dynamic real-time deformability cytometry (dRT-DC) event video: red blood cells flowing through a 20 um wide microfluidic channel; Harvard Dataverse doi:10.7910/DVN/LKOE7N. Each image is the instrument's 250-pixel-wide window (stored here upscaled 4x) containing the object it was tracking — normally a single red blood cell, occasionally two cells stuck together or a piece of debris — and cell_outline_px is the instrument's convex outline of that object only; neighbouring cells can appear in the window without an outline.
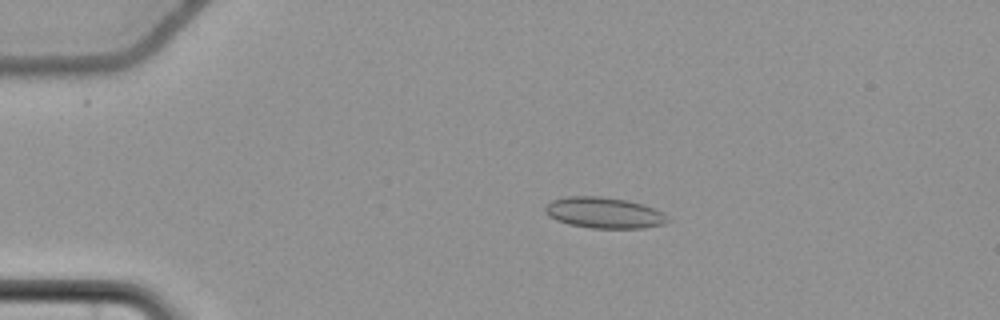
{"species": "common noctule bat (a hibernating species)", "species_latin": "Nyctalus noctula", "temperature_condition": "cold", "stored_images_in_passage": 56, "camera_frame_rate_fps": 3000, "um_per_image_px": 0.085, "animal": {"sex": "female", "body_mass_g": 22.7, "forearm_length_mm": 54.2}, "frame": {"image": 1, "passage_image": 11, "time_ms": 3.333, "image_size_px": [1000, 320], "cell_outline_px": [[672, 220], [664, 224], [644, 228], [592, 228], [568, 224], [556, 220], [548, 216], [544, 212], [544, 204], [552, 200], [568, 196], [600, 196], [624, 200], [656, 208], [668, 216]], "centroid_in_image_um": [51.33, 18.09], "position_along_channel_um": 33.7, "area_um2": 22.31}}
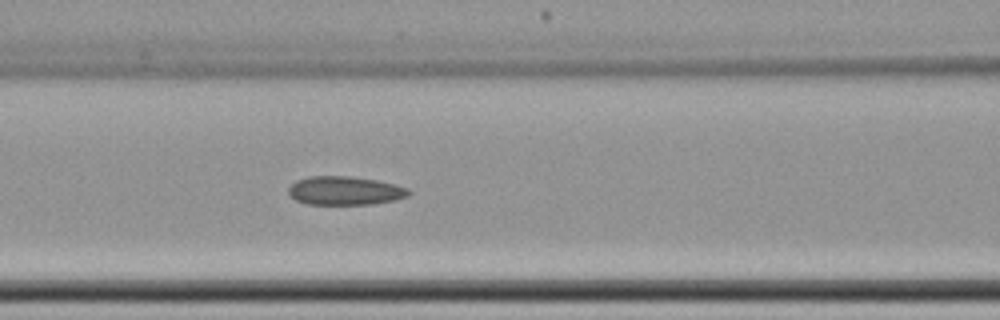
{"frame": {"image": 2, "passage_image": 24, "time_ms": 7.667, "image_size_px": [1000, 320], "cell_outline_px": [[412, 192], [408, 196], [396, 200], [372, 204], [308, 204], [296, 200], [288, 192], [288, 188], [296, 180], [308, 176], [352, 176], [376, 180], [396, 184], [408, 188]], "centroid_in_image_um": [29.35, 16.2], "position_along_channel_um": 137.2, "area_um2": 20.17}}
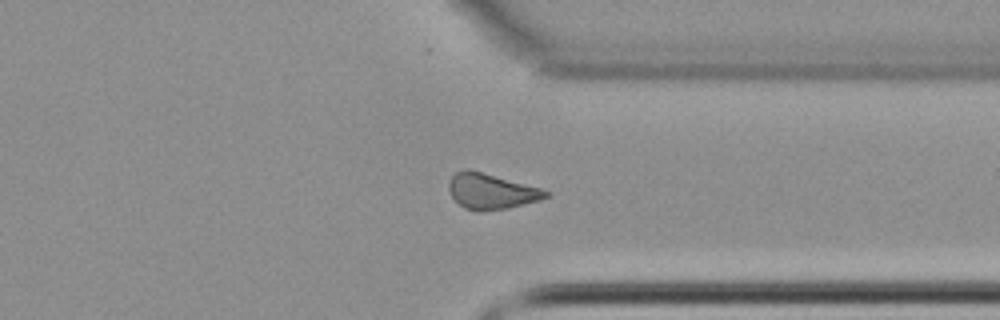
{"frame": {"image": 3, "passage_image": 43, "time_ms": 14.0, "image_size_px": [1000, 320], "cell_outline_px": [[552, 192], [548, 196], [540, 200], [508, 208], [484, 212], [480, 212], [464, 208], [448, 192], [448, 180], [456, 172], [464, 168], [468, 168], [540, 188]], "centroid_in_image_um": [41.72, 16.26], "position_along_channel_um": 369.7, "area_um2": 20.23}, "authors_computed_cell_mechanics": {"area_um2": 20.5768, "velocity_mm_per_s": 3.6678, "shape_relaxation_time_tau1_ms": null, "shape_relaxation_time_tau2_ms": 3.3295, "deformation_change_tau1": null, "deformation_change_tau2": 0.1005}}